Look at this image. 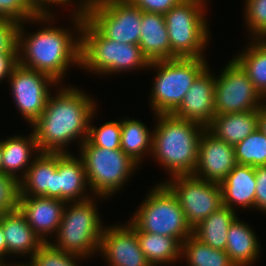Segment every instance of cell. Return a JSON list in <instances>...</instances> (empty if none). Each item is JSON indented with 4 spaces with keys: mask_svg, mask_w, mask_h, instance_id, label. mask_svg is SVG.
Instances as JSON below:
<instances>
[{
    "mask_svg": "<svg viewBox=\"0 0 266 266\" xmlns=\"http://www.w3.org/2000/svg\"><path fill=\"white\" fill-rule=\"evenodd\" d=\"M239 165L266 166V135L257 128L234 146Z\"/></svg>",
    "mask_w": 266,
    "mask_h": 266,
    "instance_id": "obj_32",
    "label": "cell"
},
{
    "mask_svg": "<svg viewBox=\"0 0 266 266\" xmlns=\"http://www.w3.org/2000/svg\"><path fill=\"white\" fill-rule=\"evenodd\" d=\"M0 173H2V140H0Z\"/></svg>",
    "mask_w": 266,
    "mask_h": 266,
    "instance_id": "obj_44",
    "label": "cell"
},
{
    "mask_svg": "<svg viewBox=\"0 0 266 266\" xmlns=\"http://www.w3.org/2000/svg\"><path fill=\"white\" fill-rule=\"evenodd\" d=\"M99 196L81 202H67L62 221L55 240L50 243L68 254L81 258L99 254L100 242L104 232L102 220L97 211L96 201ZM70 204V205H69Z\"/></svg>",
    "mask_w": 266,
    "mask_h": 266,
    "instance_id": "obj_5",
    "label": "cell"
},
{
    "mask_svg": "<svg viewBox=\"0 0 266 266\" xmlns=\"http://www.w3.org/2000/svg\"><path fill=\"white\" fill-rule=\"evenodd\" d=\"M152 158L171 177L192 175L197 166L199 142L204 126L172 114H155Z\"/></svg>",
    "mask_w": 266,
    "mask_h": 266,
    "instance_id": "obj_3",
    "label": "cell"
},
{
    "mask_svg": "<svg viewBox=\"0 0 266 266\" xmlns=\"http://www.w3.org/2000/svg\"><path fill=\"white\" fill-rule=\"evenodd\" d=\"M252 229L238 217L229 227L225 252L235 266H251L258 260L261 246Z\"/></svg>",
    "mask_w": 266,
    "mask_h": 266,
    "instance_id": "obj_23",
    "label": "cell"
},
{
    "mask_svg": "<svg viewBox=\"0 0 266 266\" xmlns=\"http://www.w3.org/2000/svg\"><path fill=\"white\" fill-rule=\"evenodd\" d=\"M12 264L14 265V266H28L26 263H24V262H21V264L18 262V263H13L12 262Z\"/></svg>",
    "mask_w": 266,
    "mask_h": 266,
    "instance_id": "obj_46",
    "label": "cell"
},
{
    "mask_svg": "<svg viewBox=\"0 0 266 266\" xmlns=\"http://www.w3.org/2000/svg\"><path fill=\"white\" fill-rule=\"evenodd\" d=\"M149 63L139 45L110 40L84 18L81 29V69L109 77V74H120L121 71L145 70Z\"/></svg>",
    "mask_w": 266,
    "mask_h": 266,
    "instance_id": "obj_4",
    "label": "cell"
},
{
    "mask_svg": "<svg viewBox=\"0 0 266 266\" xmlns=\"http://www.w3.org/2000/svg\"><path fill=\"white\" fill-rule=\"evenodd\" d=\"M169 179L163 183L177 197L192 229L222 206V189L219 183L193 175H176Z\"/></svg>",
    "mask_w": 266,
    "mask_h": 266,
    "instance_id": "obj_12",
    "label": "cell"
},
{
    "mask_svg": "<svg viewBox=\"0 0 266 266\" xmlns=\"http://www.w3.org/2000/svg\"><path fill=\"white\" fill-rule=\"evenodd\" d=\"M20 196V181L12 176L0 173V215L17 210Z\"/></svg>",
    "mask_w": 266,
    "mask_h": 266,
    "instance_id": "obj_36",
    "label": "cell"
},
{
    "mask_svg": "<svg viewBox=\"0 0 266 266\" xmlns=\"http://www.w3.org/2000/svg\"><path fill=\"white\" fill-rule=\"evenodd\" d=\"M142 12L128 0H91L85 18L104 37L138 45Z\"/></svg>",
    "mask_w": 266,
    "mask_h": 266,
    "instance_id": "obj_10",
    "label": "cell"
},
{
    "mask_svg": "<svg viewBox=\"0 0 266 266\" xmlns=\"http://www.w3.org/2000/svg\"><path fill=\"white\" fill-rule=\"evenodd\" d=\"M71 16L77 35L70 32L71 28L51 27L50 24L30 34L25 32L26 21L19 23L18 63L49 75L59 84L69 67L81 68V29L85 16L75 13Z\"/></svg>",
    "mask_w": 266,
    "mask_h": 266,
    "instance_id": "obj_2",
    "label": "cell"
},
{
    "mask_svg": "<svg viewBox=\"0 0 266 266\" xmlns=\"http://www.w3.org/2000/svg\"><path fill=\"white\" fill-rule=\"evenodd\" d=\"M66 204V201L57 198L20 196L19 210L41 240L50 242V237L56 235L60 227Z\"/></svg>",
    "mask_w": 266,
    "mask_h": 266,
    "instance_id": "obj_17",
    "label": "cell"
},
{
    "mask_svg": "<svg viewBox=\"0 0 266 266\" xmlns=\"http://www.w3.org/2000/svg\"><path fill=\"white\" fill-rule=\"evenodd\" d=\"M255 210L266 214V166L255 167Z\"/></svg>",
    "mask_w": 266,
    "mask_h": 266,
    "instance_id": "obj_39",
    "label": "cell"
},
{
    "mask_svg": "<svg viewBox=\"0 0 266 266\" xmlns=\"http://www.w3.org/2000/svg\"><path fill=\"white\" fill-rule=\"evenodd\" d=\"M222 206L233 211L236 207L255 210V167L237 164L220 183Z\"/></svg>",
    "mask_w": 266,
    "mask_h": 266,
    "instance_id": "obj_20",
    "label": "cell"
},
{
    "mask_svg": "<svg viewBox=\"0 0 266 266\" xmlns=\"http://www.w3.org/2000/svg\"><path fill=\"white\" fill-rule=\"evenodd\" d=\"M128 222L135 230L177 239L181 244L193 234L177 197L162 182L157 183Z\"/></svg>",
    "mask_w": 266,
    "mask_h": 266,
    "instance_id": "obj_6",
    "label": "cell"
},
{
    "mask_svg": "<svg viewBox=\"0 0 266 266\" xmlns=\"http://www.w3.org/2000/svg\"><path fill=\"white\" fill-rule=\"evenodd\" d=\"M96 115V110L91 115L88 126V134L86 141L94 146L107 149H120L121 142V121L105 122L97 128L91 125L93 118Z\"/></svg>",
    "mask_w": 266,
    "mask_h": 266,
    "instance_id": "obj_33",
    "label": "cell"
},
{
    "mask_svg": "<svg viewBox=\"0 0 266 266\" xmlns=\"http://www.w3.org/2000/svg\"><path fill=\"white\" fill-rule=\"evenodd\" d=\"M78 156L82 159L89 192L106 199L115 195L125 185L138 164L121 149H107L89 144H81ZM115 193V194H114Z\"/></svg>",
    "mask_w": 266,
    "mask_h": 266,
    "instance_id": "obj_9",
    "label": "cell"
},
{
    "mask_svg": "<svg viewBox=\"0 0 266 266\" xmlns=\"http://www.w3.org/2000/svg\"><path fill=\"white\" fill-rule=\"evenodd\" d=\"M234 59L247 72L254 88L266 98V39H252Z\"/></svg>",
    "mask_w": 266,
    "mask_h": 266,
    "instance_id": "obj_29",
    "label": "cell"
},
{
    "mask_svg": "<svg viewBox=\"0 0 266 266\" xmlns=\"http://www.w3.org/2000/svg\"><path fill=\"white\" fill-rule=\"evenodd\" d=\"M0 223L4 232L8 256L21 257L22 255V257H26L29 255L31 259L44 243L29 226L19 208L0 215Z\"/></svg>",
    "mask_w": 266,
    "mask_h": 266,
    "instance_id": "obj_19",
    "label": "cell"
},
{
    "mask_svg": "<svg viewBox=\"0 0 266 266\" xmlns=\"http://www.w3.org/2000/svg\"><path fill=\"white\" fill-rule=\"evenodd\" d=\"M73 155L72 153H56L54 198L66 202H81L94 195L87 193L89 187L82 159Z\"/></svg>",
    "mask_w": 266,
    "mask_h": 266,
    "instance_id": "obj_18",
    "label": "cell"
},
{
    "mask_svg": "<svg viewBox=\"0 0 266 266\" xmlns=\"http://www.w3.org/2000/svg\"><path fill=\"white\" fill-rule=\"evenodd\" d=\"M81 259L83 261L84 258L68 254L50 242H44L26 264L28 266H79Z\"/></svg>",
    "mask_w": 266,
    "mask_h": 266,
    "instance_id": "obj_34",
    "label": "cell"
},
{
    "mask_svg": "<svg viewBox=\"0 0 266 266\" xmlns=\"http://www.w3.org/2000/svg\"><path fill=\"white\" fill-rule=\"evenodd\" d=\"M9 80L11 95L20 114L32 125L44 111L51 94V86L60 85L49 75L29 69L19 63L14 67ZM50 89V90H49Z\"/></svg>",
    "mask_w": 266,
    "mask_h": 266,
    "instance_id": "obj_13",
    "label": "cell"
},
{
    "mask_svg": "<svg viewBox=\"0 0 266 266\" xmlns=\"http://www.w3.org/2000/svg\"><path fill=\"white\" fill-rule=\"evenodd\" d=\"M40 117L30 126L33 128L38 148L41 152H67L70 142L81 144L87 139L91 115L97 104L87 92L79 88L63 85L52 96ZM79 139V140H78Z\"/></svg>",
    "mask_w": 266,
    "mask_h": 266,
    "instance_id": "obj_1",
    "label": "cell"
},
{
    "mask_svg": "<svg viewBox=\"0 0 266 266\" xmlns=\"http://www.w3.org/2000/svg\"><path fill=\"white\" fill-rule=\"evenodd\" d=\"M245 24L252 39H266V0H245ZM249 29V30H248Z\"/></svg>",
    "mask_w": 266,
    "mask_h": 266,
    "instance_id": "obj_35",
    "label": "cell"
},
{
    "mask_svg": "<svg viewBox=\"0 0 266 266\" xmlns=\"http://www.w3.org/2000/svg\"><path fill=\"white\" fill-rule=\"evenodd\" d=\"M205 57L172 58L150 62L157 74L150 91V108L155 114H171L182 102L194 80L208 67Z\"/></svg>",
    "mask_w": 266,
    "mask_h": 266,
    "instance_id": "obj_7",
    "label": "cell"
},
{
    "mask_svg": "<svg viewBox=\"0 0 266 266\" xmlns=\"http://www.w3.org/2000/svg\"><path fill=\"white\" fill-rule=\"evenodd\" d=\"M5 256L7 257V247H6V242L4 238V232L2 230V226L0 223V265L1 266H14L11 263H7L5 260Z\"/></svg>",
    "mask_w": 266,
    "mask_h": 266,
    "instance_id": "obj_42",
    "label": "cell"
},
{
    "mask_svg": "<svg viewBox=\"0 0 266 266\" xmlns=\"http://www.w3.org/2000/svg\"><path fill=\"white\" fill-rule=\"evenodd\" d=\"M181 257L188 266H235L224 250H217L193 234L181 244Z\"/></svg>",
    "mask_w": 266,
    "mask_h": 266,
    "instance_id": "obj_30",
    "label": "cell"
},
{
    "mask_svg": "<svg viewBox=\"0 0 266 266\" xmlns=\"http://www.w3.org/2000/svg\"><path fill=\"white\" fill-rule=\"evenodd\" d=\"M36 8V10L38 11L39 13V0H31Z\"/></svg>",
    "mask_w": 266,
    "mask_h": 266,
    "instance_id": "obj_45",
    "label": "cell"
},
{
    "mask_svg": "<svg viewBox=\"0 0 266 266\" xmlns=\"http://www.w3.org/2000/svg\"><path fill=\"white\" fill-rule=\"evenodd\" d=\"M56 153L41 152L35 156L24 178L20 181L21 196L54 198Z\"/></svg>",
    "mask_w": 266,
    "mask_h": 266,
    "instance_id": "obj_24",
    "label": "cell"
},
{
    "mask_svg": "<svg viewBox=\"0 0 266 266\" xmlns=\"http://www.w3.org/2000/svg\"><path fill=\"white\" fill-rule=\"evenodd\" d=\"M236 211L221 206L193 228V235L217 250H226L227 233L237 218Z\"/></svg>",
    "mask_w": 266,
    "mask_h": 266,
    "instance_id": "obj_26",
    "label": "cell"
},
{
    "mask_svg": "<svg viewBox=\"0 0 266 266\" xmlns=\"http://www.w3.org/2000/svg\"><path fill=\"white\" fill-rule=\"evenodd\" d=\"M215 75L209 66L194 80L172 115L207 128L215 116Z\"/></svg>",
    "mask_w": 266,
    "mask_h": 266,
    "instance_id": "obj_16",
    "label": "cell"
},
{
    "mask_svg": "<svg viewBox=\"0 0 266 266\" xmlns=\"http://www.w3.org/2000/svg\"><path fill=\"white\" fill-rule=\"evenodd\" d=\"M0 17L18 23L26 21L29 24L31 22V24L33 22L41 23L40 25H44V23L47 25L56 19L54 12L52 14L38 13L31 0H0Z\"/></svg>",
    "mask_w": 266,
    "mask_h": 266,
    "instance_id": "obj_31",
    "label": "cell"
},
{
    "mask_svg": "<svg viewBox=\"0 0 266 266\" xmlns=\"http://www.w3.org/2000/svg\"><path fill=\"white\" fill-rule=\"evenodd\" d=\"M18 64V53H0V82L9 78Z\"/></svg>",
    "mask_w": 266,
    "mask_h": 266,
    "instance_id": "obj_41",
    "label": "cell"
},
{
    "mask_svg": "<svg viewBox=\"0 0 266 266\" xmlns=\"http://www.w3.org/2000/svg\"><path fill=\"white\" fill-rule=\"evenodd\" d=\"M99 254L109 266H151L139 245L136 230L128 222L104 228Z\"/></svg>",
    "mask_w": 266,
    "mask_h": 266,
    "instance_id": "obj_14",
    "label": "cell"
},
{
    "mask_svg": "<svg viewBox=\"0 0 266 266\" xmlns=\"http://www.w3.org/2000/svg\"><path fill=\"white\" fill-rule=\"evenodd\" d=\"M135 118L121 119V150L140 165L142 159L152 152L153 131Z\"/></svg>",
    "mask_w": 266,
    "mask_h": 266,
    "instance_id": "obj_27",
    "label": "cell"
},
{
    "mask_svg": "<svg viewBox=\"0 0 266 266\" xmlns=\"http://www.w3.org/2000/svg\"><path fill=\"white\" fill-rule=\"evenodd\" d=\"M258 128V110L215 115L207 129L235 146Z\"/></svg>",
    "mask_w": 266,
    "mask_h": 266,
    "instance_id": "obj_25",
    "label": "cell"
},
{
    "mask_svg": "<svg viewBox=\"0 0 266 266\" xmlns=\"http://www.w3.org/2000/svg\"><path fill=\"white\" fill-rule=\"evenodd\" d=\"M207 0H181L165 16L172 58H202L209 44Z\"/></svg>",
    "mask_w": 266,
    "mask_h": 266,
    "instance_id": "obj_8",
    "label": "cell"
},
{
    "mask_svg": "<svg viewBox=\"0 0 266 266\" xmlns=\"http://www.w3.org/2000/svg\"><path fill=\"white\" fill-rule=\"evenodd\" d=\"M40 153L33 130L26 137L12 135L2 140V173L21 181L35 160L31 157Z\"/></svg>",
    "mask_w": 266,
    "mask_h": 266,
    "instance_id": "obj_22",
    "label": "cell"
},
{
    "mask_svg": "<svg viewBox=\"0 0 266 266\" xmlns=\"http://www.w3.org/2000/svg\"><path fill=\"white\" fill-rule=\"evenodd\" d=\"M258 128L266 135V101L265 100L258 110Z\"/></svg>",
    "mask_w": 266,
    "mask_h": 266,
    "instance_id": "obj_43",
    "label": "cell"
},
{
    "mask_svg": "<svg viewBox=\"0 0 266 266\" xmlns=\"http://www.w3.org/2000/svg\"><path fill=\"white\" fill-rule=\"evenodd\" d=\"M220 72L215 74V115L259 110L265 99L234 58Z\"/></svg>",
    "mask_w": 266,
    "mask_h": 266,
    "instance_id": "obj_11",
    "label": "cell"
},
{
    "mask_svg": "<svg viewBox=\"0 0 266 266\" xmlns=\"http://www.w3.org/2000/svg\"><path fill=\"white\" fill-rule=\"evenodd\" d=\"M18 26V22L0 17V53H18Z\"/></svg>",
    "mask_w": 266,
    "mask_h": 266,
    "instance_id": "obj_37",
    "label": "cell"
},
{
    "mask_svg": "<svg viewBox=\"0 0 266 266\" xmlns=\"http://www.w3.org/2000/svg\"><path fill=\"white\" fill-rule=\"evenodd\" d=\"M132 5L142 11L165 15L171 8L175 7L181 0H128Z\"/></svg>",
    "mask_w": 266,
    "mask_h": 266,
    "instance_id": "obj_38",
    "label": "cell"
},
{
    "mask_svg": "<svg viewBox=\"0 0 266 266\" xmlns=\"http://www.w3.org/2000/svg\"><path fill=\"white\" fill-rule=\"evenodd\" d=\"M138 45L149 62L171 59L170 39L163 14L142 12Z\"/></svg>",
    "mask_w": 266,
    "mask_h": 266,
    "instance_id": "obj_21",
    "label": "cell"
},
{
    "mask_svg": "<svg viewBox=\"0 0 266 266\" xmlns=\"http://www.w3.org/2000/svg\"><path fill=\"white\" fill-rule=\"evenodd\" d=\"M139 245L151 266H162L181 259V243L172 237L136 230Z\"/></svg>",
    "mask_w": 266,
    "mask_h": 266,
    "instance_id": "obj_28",
    "label": "cell"
},
{
    "mask_svg": "<svg viewBox=\"0 0 266 266\" xmlns=\"http://www.w3.org/2000/svg\"><path fill=\"white\" fill-rule=\"evenodd\" d=\"M237 164L234 146L205 128L199 142L197 166L192 175L220 184Z\"/></svg>",
    "mask_w": 266,
    "mask_h": 266,
    "instance_id": "obj_15",
    "label": "cell"
},
{
    "mask_svg": "<svg viewBox=\"0 0 266 266\" xmlns=\"http://www.w3.org/2000/svg\"><path fill=\"white\" fill-rule=\"evenodd\" d=\"M73 1L72 0H39V13H43V14L52 13L50 6L53 7V5H54V7H55V5H57L59 8V5H61V4H62L61 6H63L64 4H66V6H67L71 3H77V6H74V10L72 11V13L85 16L88 8L90 6L91 0H80V1L76 0L78 2H73ZM48 8H50V9H48Z\"/></svg>",
    "mask_w": 266,
    "mask_h": 266,
    "instance_id": "obj_40",
    "label": "cell"
}]
</instances>
